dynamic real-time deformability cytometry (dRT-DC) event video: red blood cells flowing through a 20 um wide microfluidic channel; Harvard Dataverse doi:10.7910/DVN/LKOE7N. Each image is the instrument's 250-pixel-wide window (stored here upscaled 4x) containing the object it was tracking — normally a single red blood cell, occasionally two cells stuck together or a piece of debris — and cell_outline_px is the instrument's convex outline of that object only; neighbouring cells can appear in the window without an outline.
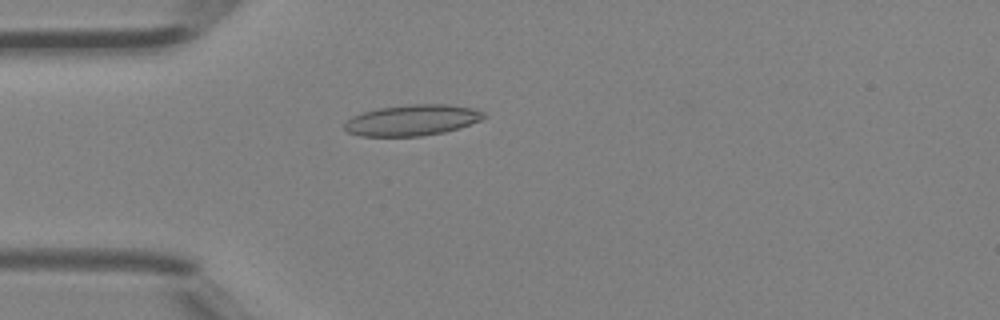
{"species": "Egyptian fruit bat (a non-hibernating species)", "species_latin": "Rousettus aegyptiacus", "temperature_condition": "room temperature", "stored_images_in_passage": 39, "camera_frame_rate_fps": 3000, "um_per_image_px": 0.085, "animal": {"sex": "female"}, "frame": {"image": 1, "passage_image": 8, "time_ms": 2.333, "image_size_px": [1000, 320], "cell_outline_px": [[484, 116], [480, 120], [460, 128], [444, 132], [420, 136], [360, 136], [348, 132], [344, 128], [344, 124], [352, 116], [364, 112], [380, 108], [412, 104], [448, 104], [472, 108], [484, 112]], "centroid_in_image_um": [35.03, 10.22], "position_along_channel_um": 50.0, "area_um2": 24.91}}
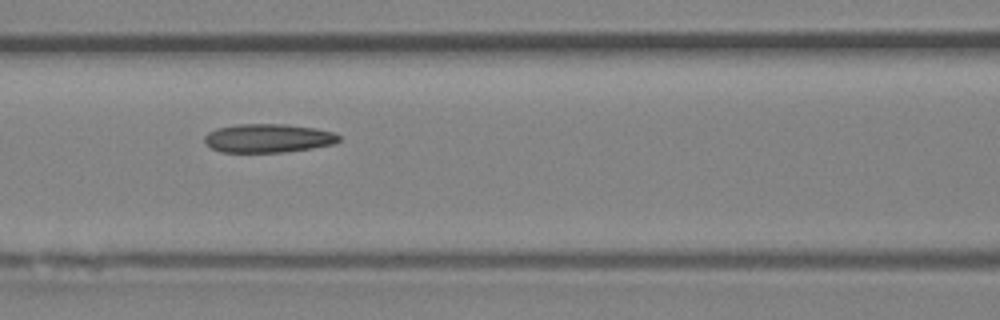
{"frame": {"image": 2, "passage_image": 15, "time_ms": 4.667, "image_size_px": [1000, 320], "cell_outline_px": [[340, 140], [332, 144], [312, 148], [284, 152], [220, 152], [204, 144], [204, 136], [208, 132], [216, 128], [236, 124], [288, 124], [316, 128], [332, 132], [340, 136]], "centroid_in_image_um": [22.75, 11.74], "position_along_channel_um": 143.9, "area_um2": 22.6}}
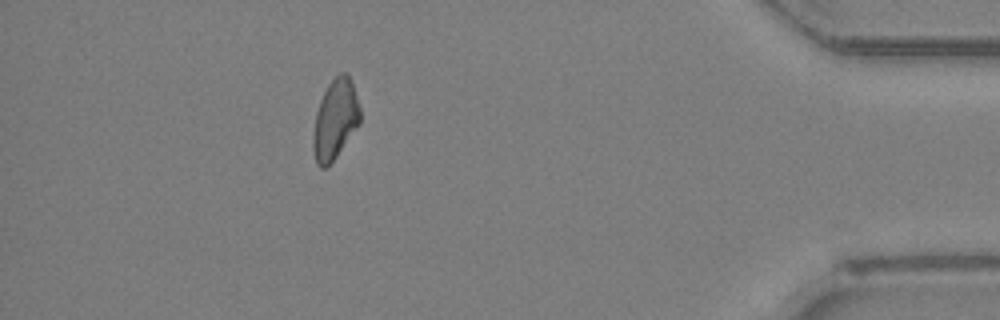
{"frame": {"image": 3, "passage_image": 36, "time_ms": 11.667, "image_size_px": [1000, 320], "cell_outline_px": [[360, 124], [328, 168], [320, 168], [316, 164], [312, 148], [312, 136], [316, 112], [320, 100], [328, 84], [340, 72], [348, 72], [360, 108]], "centroid_in_image_um": [28.47, 10.19], "position_along_channel_um": 406.7, "area_um2": 22.08}, "authors_computed_cell_mechanics": {"area_um2": 22.7154, "velocity_mm_per_s": 4.4881, "shape_relaxation_time_tau1_ms": 4.1978, "shape_relaxation_time_tau2_ms": 7.6354, "deformation_change_tau1": 0.1002, "deformation_change_tau2": 0.1701}}